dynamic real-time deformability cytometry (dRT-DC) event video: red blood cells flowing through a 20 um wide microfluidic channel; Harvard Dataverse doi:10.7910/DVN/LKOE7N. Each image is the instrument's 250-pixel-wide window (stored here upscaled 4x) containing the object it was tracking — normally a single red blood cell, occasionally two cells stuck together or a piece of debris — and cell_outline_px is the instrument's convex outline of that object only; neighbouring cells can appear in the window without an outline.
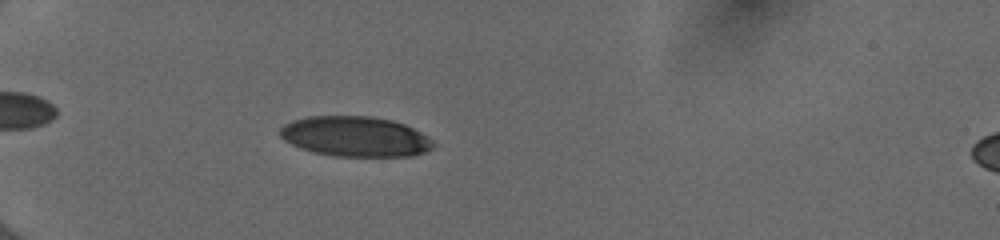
{"species": "human", "species_latin": "Homo sapiens", "temperature_condition": "cold", "stored_images_in_passage": 49, "camera_frame_rate_fps": 3000, "um_per_image_px": 0.085, "donor": {"sex": "female"}, "frame": {"image": 1, "passage_image": 14, "time_ms": 4.333, "image_size_px": [1000, 240], "cell_outline_px": [[436, 144], [432, 148], [424, 152], [412, 156], [332, 156], [312, 152], [300, 148], [284, 140], [280, 136], [280, 128], [284, 124], [292, 120], [308, 116], [372, 116], [392, 120], [404, 124], [428, 136]], "centroid_in_image_um": [30.19, 11.6], "position_along_channel_um": 54.8, "area_um2": 36.07}}
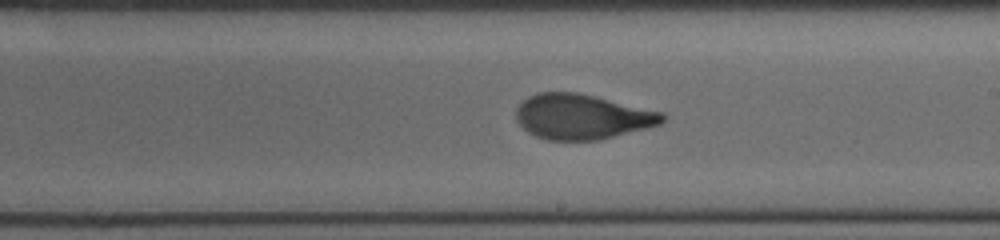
{"frame": {"image": 2, "passage_image": 30, "time_ms": 9.667, "image_size_px": [1000, 240], "cell_outline_px": [[664, 120], [660, 124], [600, 140], [548, 140], [536, 136], [528, 132], [516, 120], [516, 108], [528, 96], [536, 92], [576, 92], [664, 112]], "centroid_in_image_um": [49.45, 9.92], "position_along_channel_um": 239.6, "area_um2": 38.26}}
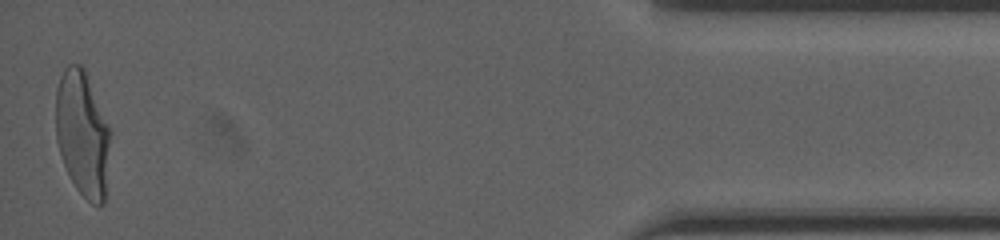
{"frame": {"image": 3, "passage_image": 49, "time_ms": 16.0, "image_size_px": [1000, 240], "cell_outline_px": [[112, 132], [104, 204], [96, 208], [76, 188], [64, 164], [56, 140], [56, 88], [60, 76], [64, 68], [68, 64], [80, 64], [84, 68]], "centroid_in_image_um": [7.03, 11.37], "position_along_channel_um": 428.2, "area_um2": 40.23}, "authors_computed_cell_mechanics": {"area_um2": 38.3214, "velocity_mm_per_s": 3.9979, "shape_relaxation_time_tau1_ms": 4.0922, "shape_relaxation_time_tau2_ms": 0.7135, "deformation_change_tau1": 0.1816, "deformation_change_tau2": 0.0637}}